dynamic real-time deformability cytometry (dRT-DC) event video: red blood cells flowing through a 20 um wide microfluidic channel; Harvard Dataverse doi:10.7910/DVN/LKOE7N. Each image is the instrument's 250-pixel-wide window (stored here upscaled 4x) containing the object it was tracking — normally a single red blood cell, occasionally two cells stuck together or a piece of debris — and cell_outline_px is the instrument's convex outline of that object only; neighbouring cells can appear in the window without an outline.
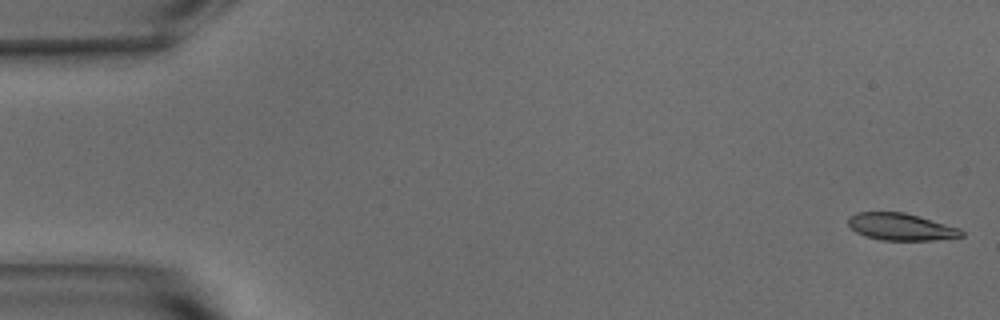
{"species": "common noctule bat (a hibernating species)", "species_latin": "Nyctalus noctula", "temperature_condition": "warm", "stored_images_in_passage": 53, "camera_frame_rate_fps": 3000, "um_per_image_px": 0.085, "animal": {"sex": "male", "body_mass_g": 15.6}, "frame": {"image": 1, "passage_image": 1, "time_ms": 0.0, "image_size_px": [1000, 320], "cell_outline_px": [[964, 236], [932, 240], [880, 240], [864, 236], [856, 232], [848, 224], [848, 216], [856, 212], [904, 212], [920, 216], [960, 228], [964, 232]], "centroid_in_image_um": [76.56, 19.27], "position_along_channel_um": 8.4, "area_um2": 17.98}}
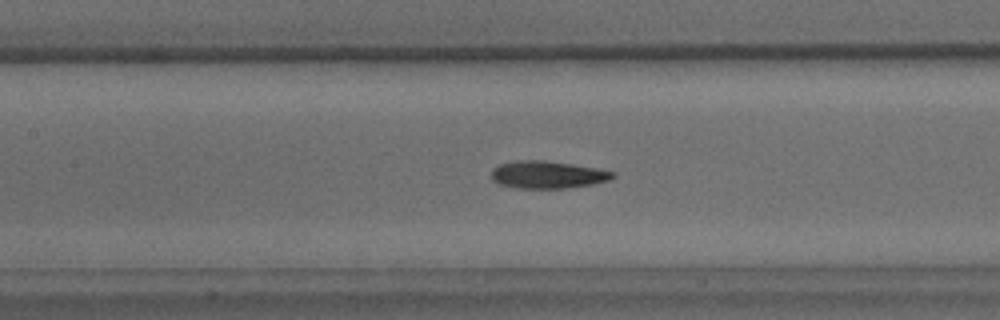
{"frame": {"image": 2, "passage_image": 24, "time_ms": 7.667, "image_size_px": [1000, 320], "cell_outline_px": [[616, 176], [608, 180], [592, 184], [564, 188], [520, 188], [500, 184], [492, 180], [492, 168], [500, 164], [516, 160], [544, 160], [572, 164], [596, 168], [616, 172]], "centroid_in_image_um": [46.54, 14.84], "position_along_channel_um": 160.9, "area_um2": 19.31}}
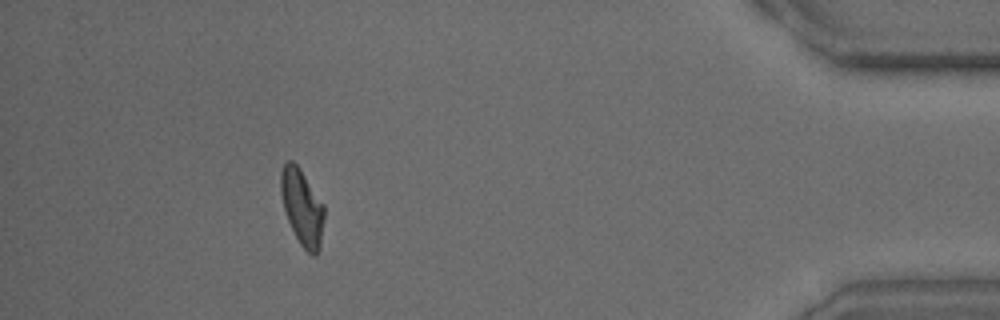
{"frame": {"image": 3, "passage_image": 48, "time_ms": 15.667, "image_size_px": [1000, 320], "cell_outline_px": [[324, 216], [320, 248], [316, 256], [312, 256], [300, 244], [288, 220], [284, 208], [280, 192], [280, 172], [284, 164], [288, 160], [292, 160], [300, 168], [324, 204]], "centroid_in_image_um": [25.68, 17.6], "position_along_channel_um": 409.5, "area_um2": 19.25}, "authors_computed_cell_mechanics": {"area_um2": 19.2474, "velocity_mm_per_s": 3.8001, "shape_relaxation_time_tau1_ms": 4.2321, "shape_relaxation_time_tau2_ms": 3.4391, "deformation_change_tau1": 0.1646, "deformation_change_tau2": 0.1003}}